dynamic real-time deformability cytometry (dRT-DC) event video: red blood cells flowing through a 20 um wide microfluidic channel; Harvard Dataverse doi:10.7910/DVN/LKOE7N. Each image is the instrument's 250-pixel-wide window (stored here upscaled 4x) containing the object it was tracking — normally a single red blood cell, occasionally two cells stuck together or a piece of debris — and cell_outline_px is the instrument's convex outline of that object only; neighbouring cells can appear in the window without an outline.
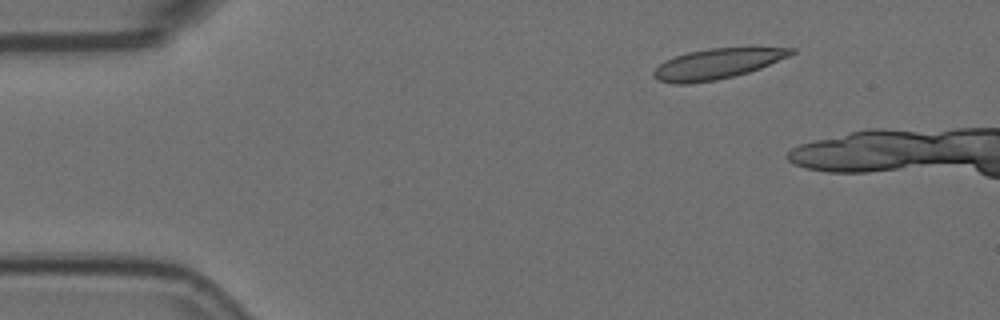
{"species": "Egyptian fruit bat (a non-hibernating species)", "species_latin": "Rousettus aegyptiacus", "temperature_condition": "room temperature", "stored_images_in_passage": 2, "camera_frame_rate_fps": 3000, "um_per_image_px": 0.085, "animal": {"sex": "female"}, "frame": {"image": 1, "passage_image": 1, "time_ms": 0.0, "image_size_px": [1000, 320], "cell_outline_px": [[796, 52], [788, 56], [760, 68], [748, 72], [716, 80], [688, 84], [676, 84], [656, 80], [652, 76], [652, 72], [664, 60], [688, 52], [708, 48], [796, 48]], "centroid_in_image_um": [60.89, 5.43], "position_along_channel_um": 24.1, "area_um2": 24.1}}